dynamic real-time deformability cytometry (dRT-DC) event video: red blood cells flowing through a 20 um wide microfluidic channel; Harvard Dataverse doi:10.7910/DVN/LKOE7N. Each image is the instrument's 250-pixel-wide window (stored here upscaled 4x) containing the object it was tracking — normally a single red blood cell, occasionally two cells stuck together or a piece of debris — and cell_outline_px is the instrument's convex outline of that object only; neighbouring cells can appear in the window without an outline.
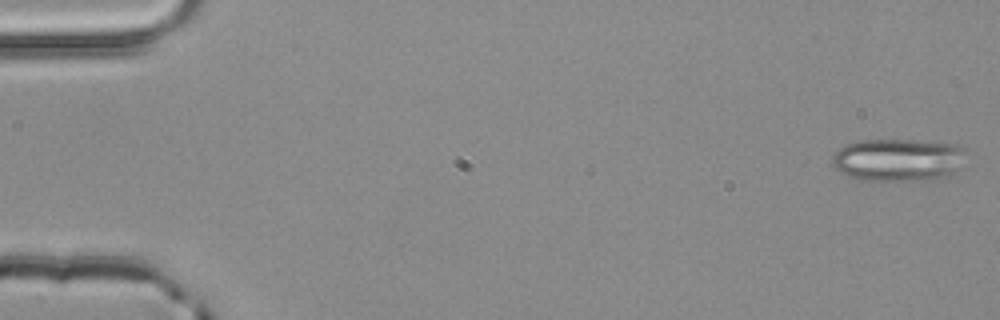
{"species": "common noctule bat (a hibernating species)", "species_latin": "Nyctalus noctula", "temperature_condition": "room temperature", "stored_images_in_passage": 5, "camera_frame_rate_fps": 3000, "um_per_image_px": 0.085, "animal": {"sex": "male", "body_mass_g": 20.4}, "frame": {"image": 1, "passage_image": 1, "time_ms": 0.0, "image_size_px": [1000, 320], "cell_outline_px": [[968, 148], [952, 172], [936, 180], [860, 180], [848, 176], [840, 172], [832, 164], [832, 156], [844, 144], [860, 140], [924, 140], [960, 144]], "centroid_in_image_um": [76.32, 13.56], "position_along_channel_um": 8.7, "area_um2": 33.35}}
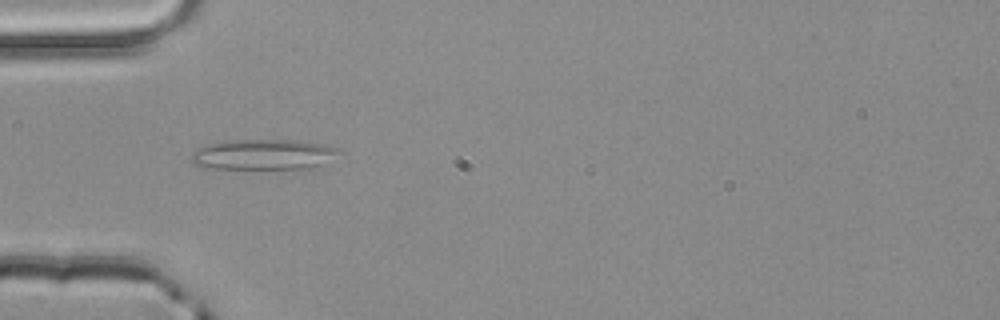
{"frame": {"image": 2, "passage_image": 4, "time_ms": 1.0, "image_size_px": [1000, 320], "cell_outline_px": [[344, 152], [320, 164], [308, 168], [212, 168], [192, 164], [192, 152], [208, 144], [232, 140], [300, 140], [320, 144], [336, 148]], "centroid_in_image_um": [22.39, 13.12], "position_along_channel_um": 62.6, "area_um2": 25.72}}